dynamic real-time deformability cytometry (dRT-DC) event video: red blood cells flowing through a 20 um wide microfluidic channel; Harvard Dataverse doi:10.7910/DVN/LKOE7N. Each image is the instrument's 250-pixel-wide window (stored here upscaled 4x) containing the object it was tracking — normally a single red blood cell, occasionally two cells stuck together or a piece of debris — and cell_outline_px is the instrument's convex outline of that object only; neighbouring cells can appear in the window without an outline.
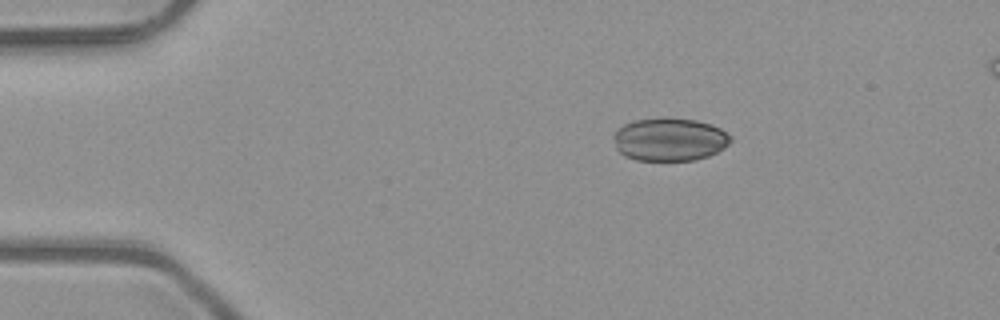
{"species": "common noctule bat (a hibernating species)", "species_latin": "Nyctalus noctula", "temperature_condition": "room temperature", "stored_images_in_passage": 4, "camera_frame_rate_fps": 3000, "um_per_image_px": 0.085, "animal": {"sex": "male", "body_mass_g": 23.1, "forearm_length_mm": 52.7}, "frame": {"image": 1, "passage_image": 1, "time_ms": 0.0, "image_size_px": [1000, 320], "cell_outline_px": [[732, 140], [724, 148], [708, 156], [696, 160], [636, 160], [624, 156], [616, 148], [612, 136], [616, 128], [624, 124], [636, 120], [664, 116], [696, 120], [712, 124], [720, 128], [732, 136]], "centroid_in_image_um": [56.9, 11.83], "position_along_channel_um": 28.1, "area_um2": 29.88}}